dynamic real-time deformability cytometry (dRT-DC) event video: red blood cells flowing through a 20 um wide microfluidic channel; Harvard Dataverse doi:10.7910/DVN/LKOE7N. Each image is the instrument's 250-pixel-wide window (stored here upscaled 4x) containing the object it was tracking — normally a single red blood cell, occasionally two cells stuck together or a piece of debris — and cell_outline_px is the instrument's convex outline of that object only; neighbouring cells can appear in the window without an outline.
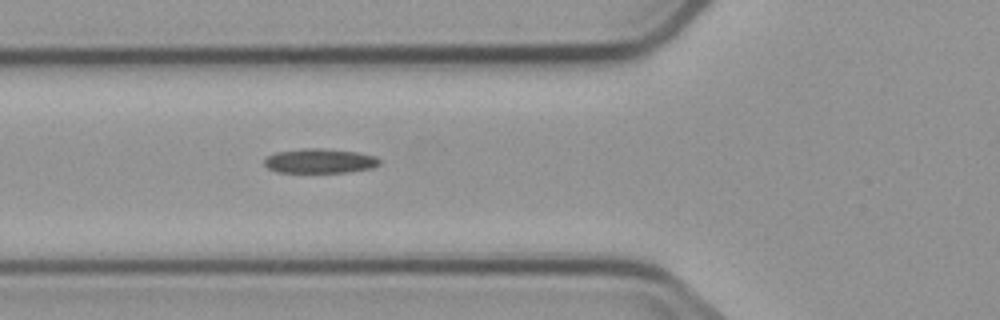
{"species": "common noctule bat (a hibernating species)", "species_latin": "Nyctalus noctula", "temperature_condition": "cold", "stored_images_in_passage": 5, "camera_frame_rate_fps": 3000, "um_per_image_px": 0.085, "animal": {"sex": "male", "body_mass_g": 23.1, "forearm_length_mm": 52.7}, "frame": {"image": 1, "passage_image": 5, "time_ms": 4.667, "image_size_px": [1000, 320], "cell_outline_px": [[380, 164], [372, 168], [348, 172], [276, 172], [268, 168], [264, 164], [264, 160], [268, 156], [276, 152], [304, 148], [316, 148], [356, 152], [372, 156], [380, 160]], "centroid_in_image_um": [27.15, 13.68], "position_along_channel_um": 98.7, "area_um2": 16.24}}